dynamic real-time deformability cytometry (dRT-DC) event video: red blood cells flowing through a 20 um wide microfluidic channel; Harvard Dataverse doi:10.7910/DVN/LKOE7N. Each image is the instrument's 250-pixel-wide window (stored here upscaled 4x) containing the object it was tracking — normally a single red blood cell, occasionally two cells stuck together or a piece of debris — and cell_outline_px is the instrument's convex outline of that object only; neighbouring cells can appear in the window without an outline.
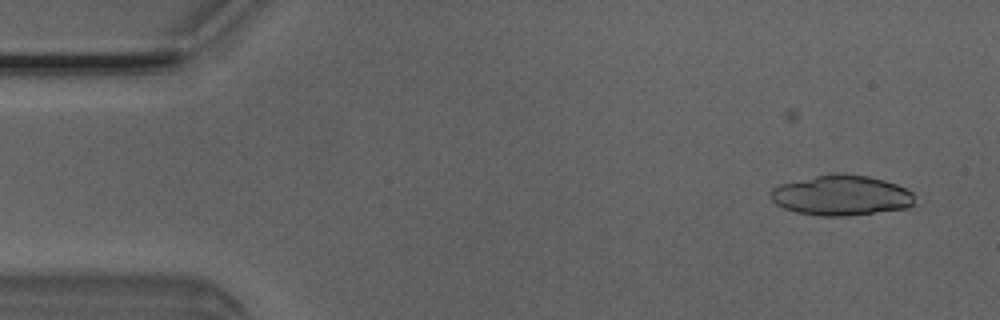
{"species": "Egyptian fruit bat (a non-hibernating species)", "species_latin": "Rousettus aegyptiacus", "temperature_condition": "room temperature", "stored_images_in_passage": 4, "camera_frame_rate_fps": 3000, "um_per_image_px": 0.085, "animal": {"sex": "male"}, "frame": {"image": 1, "passage_image": 1, "time_ms": 0.0, "image_size_px": [1000, 320], "cell_outline_px": [[916, 204], [908, 208], [848, 216], [820, 216], [796, 212], [784, 208], [776, 204], [768, 196], [768, 192], [772, 188], [780, 184], [816, 176], [868, 176], [884, 180], [896, 184], [912, 192]], "centroid_in_image_um": [71.5, 16.65], "position_along_channel_um": 13.5, "area_um2": 33.29}}